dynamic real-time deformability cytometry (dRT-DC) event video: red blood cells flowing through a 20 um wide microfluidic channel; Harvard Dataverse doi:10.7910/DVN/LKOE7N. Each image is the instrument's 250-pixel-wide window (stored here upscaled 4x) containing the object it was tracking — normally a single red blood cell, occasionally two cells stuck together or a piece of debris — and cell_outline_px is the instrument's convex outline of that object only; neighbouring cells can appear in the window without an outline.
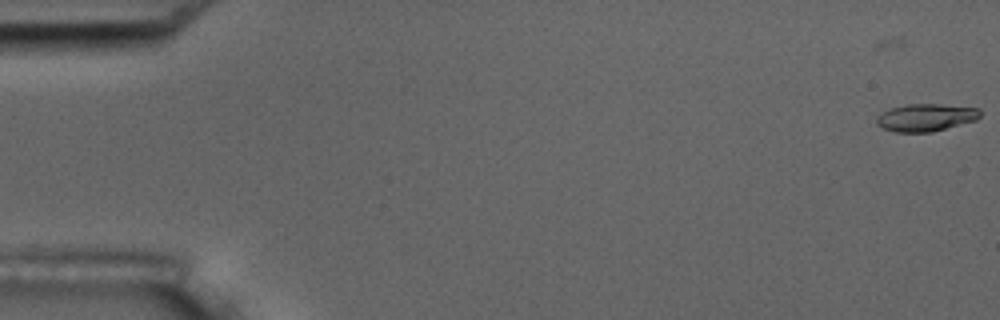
{"species": "common noctule bat (a hibernating species)", "species_latin": "Nyctalus noctula", "temperature_condition": "room temperature", "stored_images_in_passage": 7, "camera_frame_rate_fps": 3000, "um_per_image_px": 0.085, "animal": {"sex": "male", "body_mass_g": 17.5, "forearm_length_mm": 52.3}, "frame": {"image": 1, "passage_image": 2, "time_ms": 1.0, "image_size_px": [1000, 320], "cell_outline_px": [[980, 116], [976, 120], [932, 132], [896, 132], [884, 128], [876, 124], [876, 116], [892, 108], [908, 104], [940, 104], [980, 108]], "centroid_in_image_um": [78.71, 9.99], "position_along_channel_um": 6.3, "area_um2": 16.47}}
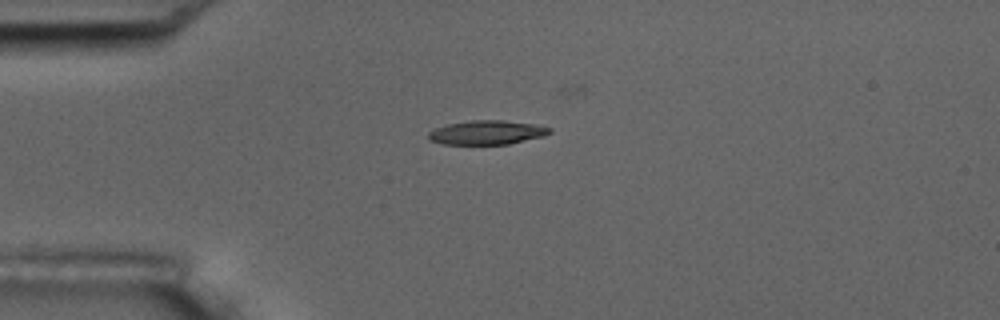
{"frame": {"image": 2, "passage_image": 6, "time_ms": 5.667, "image_size_px": [1000, 320], "cell_outline_px": [[552, 132], [544, 136], [508, 144], [444, 144], [428, 140], [428, 132], [436, 128], [448, 124], [468, 120], [504, 120], [536, 124], [552, 128]], "centroid_in_image_um": [41.4, 11.25], "position_along_channel_um": 43.6, "area_um2": 17.11}}